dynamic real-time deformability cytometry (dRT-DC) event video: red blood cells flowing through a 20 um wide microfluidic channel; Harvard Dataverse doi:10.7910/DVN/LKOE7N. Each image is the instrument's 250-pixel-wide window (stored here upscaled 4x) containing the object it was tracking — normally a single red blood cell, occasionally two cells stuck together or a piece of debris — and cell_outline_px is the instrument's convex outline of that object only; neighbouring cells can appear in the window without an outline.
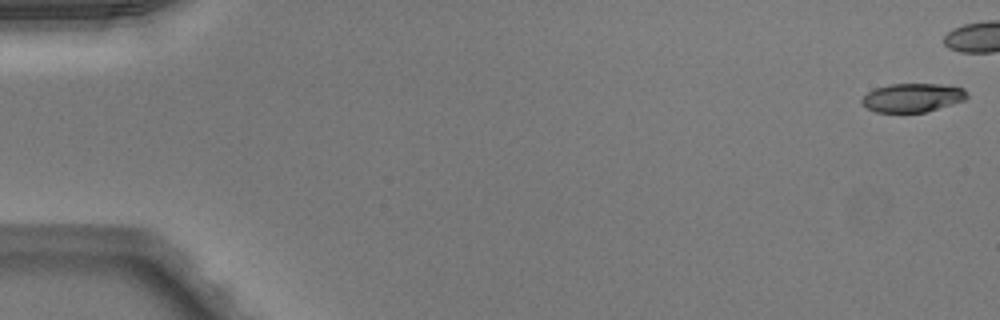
{"species": "Egyptian fruit bat (a non-hibernating species)", "species_latin": "Rousettus aegyptiacus", "temperature_condition": "warm", "stored_images_in_passage": 41, "camera_frame_rate_fps": 3000, "um_per_image_px": 0.085, "animal": {"sex": "male"}, "frame": {"image": 1, "passage_image": 1, "time_ms": 0.0, "image_size_px": [1000, 320], "cell_outline_px": [[968, 96], [964, 100], [952, 104], [924, 112], [876, 112], [860, 104], [860, 100], [868, 92], [876, 88], [888, 84], [940, 84], [964, 88]], "centroid_in_image_um": [77.54, 8.3], "position_along_channel_um": 7.5, "area_um2": 17.51}}
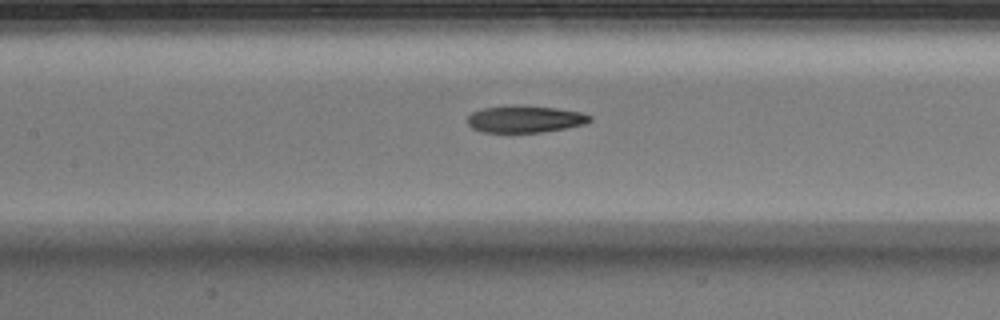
{"frame": {"image": 2, "passage_image": 24, "time_ms": 7.667, "image_size_px": [1000, 320], "cell_outline_px": [[592, 120], [584, 124], [564, 128], [540, 132], [484, 132], [472, 128], [468, 124], [468, 116], [472, 112], [480, 108], [512, 104], [520, 104], [556, 108], [580, 112], [592, 116]], "centroid_in_image_um": [44.59, 10.09], "position_along_channel_um": 162.8, "area_um2": 19.42}}
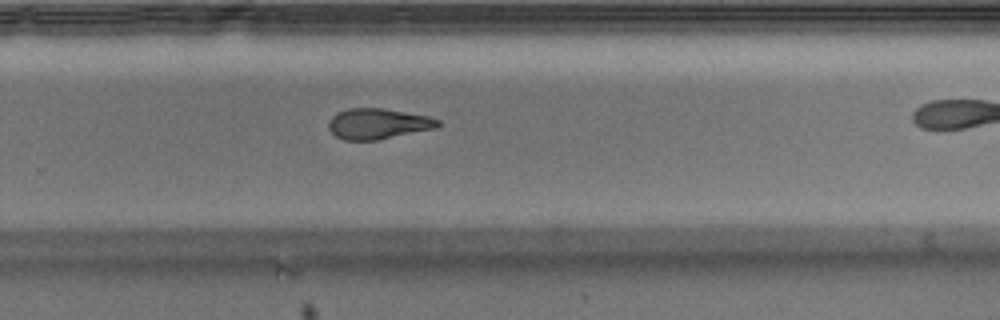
{"frame": {"image": 3, "passage_image": 34, "time_ms": 11.0, "image_size_px": [1000, 320], "cell_outline_px": [[440, 124], [436, 128], [376, 140], [344, 140], [336, 136], [328, 128], [328, 120], [336, 112], [348, 108], [384, 108], [428, 116], [440, 120]], "centroid_in_image_um": [32.1, 10.51], "position_along_channel_um": 297.7, "area_um2": 19.54}}